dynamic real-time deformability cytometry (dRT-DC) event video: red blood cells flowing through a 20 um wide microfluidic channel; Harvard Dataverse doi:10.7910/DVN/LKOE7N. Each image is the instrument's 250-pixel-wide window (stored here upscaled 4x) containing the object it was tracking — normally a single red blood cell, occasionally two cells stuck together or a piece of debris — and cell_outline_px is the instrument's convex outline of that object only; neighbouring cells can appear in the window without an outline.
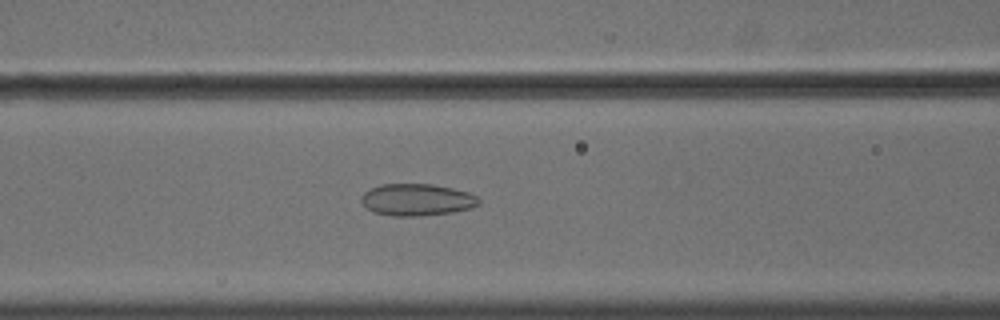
{"species": "common noctule bat (a hibernating species)", "species_latin": "Nyctalus noctula", "temperature_condition": "cold", "stored_images_in_passage": 57, "camera_frame_rate_fps": 3000, "um_per_image_px": 0.085, "animal": {"sex": "male", "body_mass_g": 18.8}, "frame": {"image": 1, "passage_image": 25, "time_ms": 8.0, "image_size_px": [1000, 320], "cell_outline_px": [[480, 204], [468, 208], [452, 212], [420, 216], [392, 216], [376, 212], [368, 208], [360, 200], [360, 196], [364, 192], [380, 184], [432, 184], [452, 188], [468, 192], [476, 196], [480, 200]], "centroid_in_image_um": [35.43, 16.97], "position_along_channel_um": 131.2, "area_um2": 21.73}}
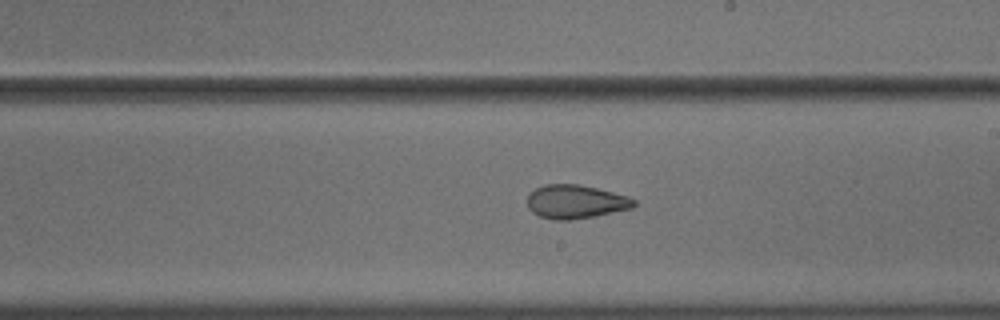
{"frame": {"image": 2, "passage_image": 34, "time_ms": 11.0, "image_size_px": [1000, 320], "cell_outline_px": [[636, 204], [632, 208], [592, 216], [568, 220], [552, 220], [540, 216], [532, 212], [528, 208], [528, 196], [536, 188], [544, 184], [580, 184], [628, 196], [636, 200]], "centroid_in_image_um": [48.91, 17.14], "position_along_channel_um": 240.1, "area_um2": 20.75}}
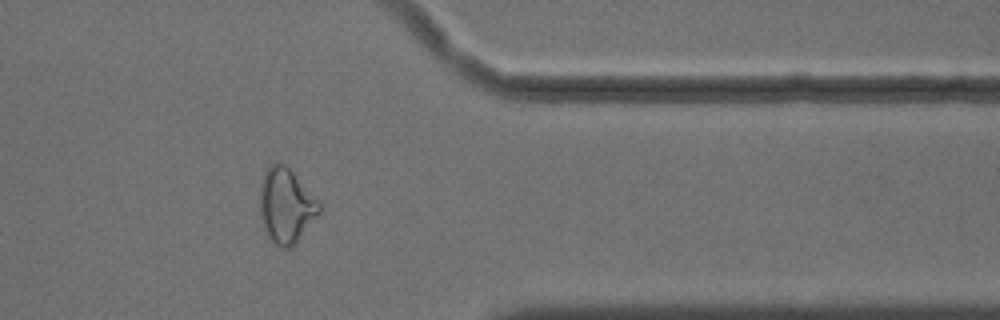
{"frame": {"image": 3, "passage_image": 47, "time_ms": 15.333, "image_size_px": [1000, 320], "cell_outline_px": [[320, 212], [296, 240], [288, 248], [280, 248], [272, 244], [264, 228], [260, 216], [260, 188], [264, 172], [276, 160], [284, 164], [292, 172], [320, 204]], "centroid_in_image_um": [24.26, 17.48], "position_along_channel_um": 387.1, "area_um2": 25.2}, "authors_computed_cell_mechanics": {"area_um2": 25.721, "velocity_mm_per_s": 3.6272, "shape_relaxation_time_tau1_ms": null, "shape_relaxation_time_tau2_ms": 1.9573, "deformation_change_tau1": null, "deformation_change_tau2": 0.0864}}